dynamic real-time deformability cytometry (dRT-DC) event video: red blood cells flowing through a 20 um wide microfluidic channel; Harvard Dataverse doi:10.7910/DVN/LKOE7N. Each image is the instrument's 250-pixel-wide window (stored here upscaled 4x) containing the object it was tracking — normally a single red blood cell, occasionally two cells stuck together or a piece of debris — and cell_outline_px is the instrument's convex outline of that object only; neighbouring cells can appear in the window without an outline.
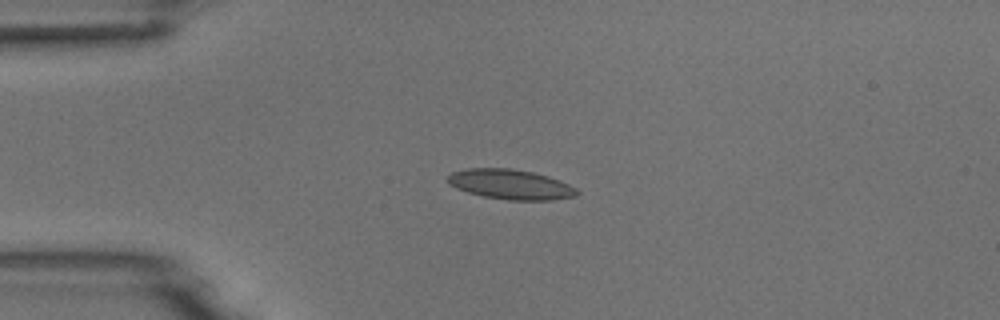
{"species": "common noctule bat (a hibernating species)", "species_latin": "Nyctalus noctula", "temperature_condition": "room temperature", "stored_images_in_passage": 6, "camera_frame_rate_fps": 3000, "um_per_image_px": 0.085, "animal": {"sex": "male", "body_mass_g": 18.8}, "frame": {"image": 1, "passage_image": 1, "time_ms": 0.0, "image_size_px": [1000, 320], "cell_outline_px": [[580, 192], [576, 196], [552, 200], [508, 200], [484, 196], [468, 192], [456, 188], [448, 184], [448, 176], [452, 172], [468, 168], [512, 168], [532, 172], [548, 176], [568, 184], [576, 188]], "centroid_in_image_um": [43.4, 15.67], "position_along_channel_um": 41.6, "area_um2": 22.48}}